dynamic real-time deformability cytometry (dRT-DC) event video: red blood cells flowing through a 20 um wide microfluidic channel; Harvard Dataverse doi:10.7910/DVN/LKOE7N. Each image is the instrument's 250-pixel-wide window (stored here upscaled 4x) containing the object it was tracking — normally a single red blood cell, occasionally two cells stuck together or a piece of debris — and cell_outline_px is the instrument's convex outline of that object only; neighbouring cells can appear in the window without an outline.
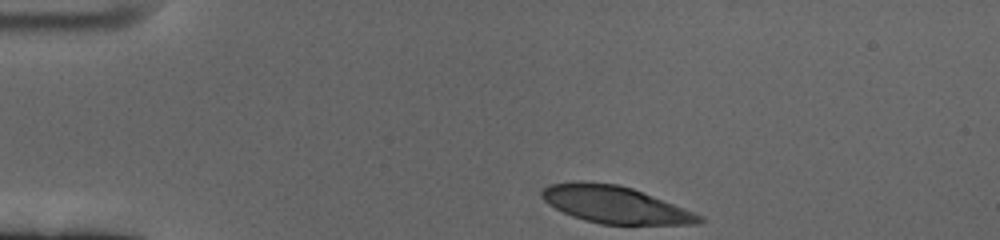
{"species": "human", "species_latin": "Homo sapiens", "temperature_condition": "cold", "stored_images_in_passage": 40, "camera_frame_rate_fps": 3000, "um_per_image_px": 0.085, "donor": {"sex": "female"}, "frame": {"image": 1, "passage_image": 1, "time_ms": 0.0, "image_size_px": [1000, 240], "cell_outline_px": [[704, 220], [696, 224], [600, 224], [584, 220], [572, 216], [548, 204], [540, 196], [540, 192], [548, 184], [580, 180], [616, 184], [632, 188], [704, 216]], "centroid_in_image_um": [52.23, 17.38], "position_along_channel_um": 32.8, "area_um2": 33.87}}
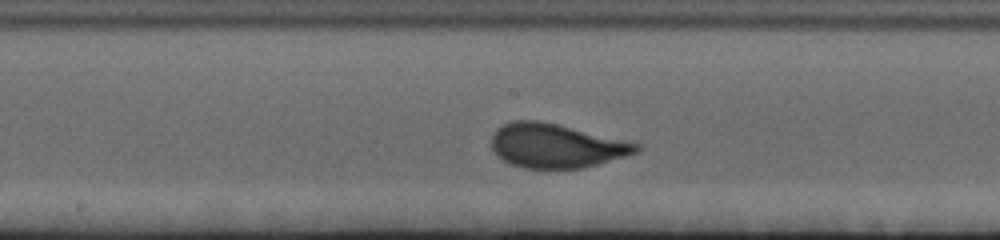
{"frame": {"image": 2, "passage_image": 21, "time_ms": 6.667, "image_size_px": [1000, 240], "cell_outline_px": [[640, 148], [636, 152], [624, 156], [596, 164], [580, 168], [524, 168], [512, 164], [504, 160], [492, 148], [492, 136], [504, 124], [512, 120], [536, 120], [556, 124], [640, 144]], "centroid_in_image_um": [47.24, 12.39], "position_along_channel_um": 201.0, "area_um2": 36.24}}
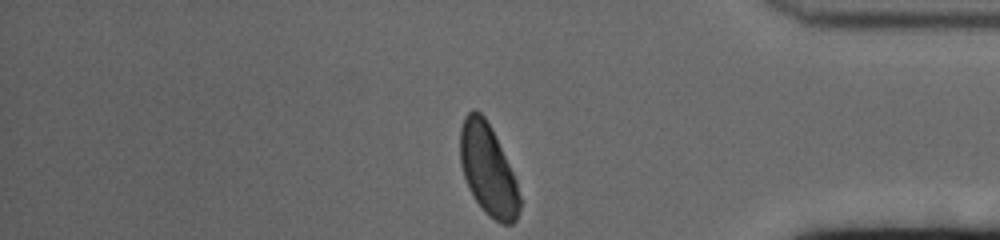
{"frame": {"image": 3, "passage_image": 40, "time_ms": 13.0, "image_size_px": [1000, 240], "cell_outline_px": [[520, 208], [516, 220], [512, 224], [500, 224], [488, 216], [484, 212], [468, 188], [460, 164], [460, 128], [464, 116], [472, 108], [476, 108], [484, 116], [516, 180], [520, 196]], "centroid_in_image_um": [41.46, 14.46], "position_along_channel_um": 393.7, "area_um2": 31.33}, "authors_computed_cell_mechanics": {"area_um2": 35.9516, "velocity_mm_per_s": 3.3739, "shape_relaxation_time_tau1_ms": 5.1867, "shape_relaxation_time_tau2_ms": null, "deformation_change_tau1": 0.1624, "deformation_change_tau2": null}}